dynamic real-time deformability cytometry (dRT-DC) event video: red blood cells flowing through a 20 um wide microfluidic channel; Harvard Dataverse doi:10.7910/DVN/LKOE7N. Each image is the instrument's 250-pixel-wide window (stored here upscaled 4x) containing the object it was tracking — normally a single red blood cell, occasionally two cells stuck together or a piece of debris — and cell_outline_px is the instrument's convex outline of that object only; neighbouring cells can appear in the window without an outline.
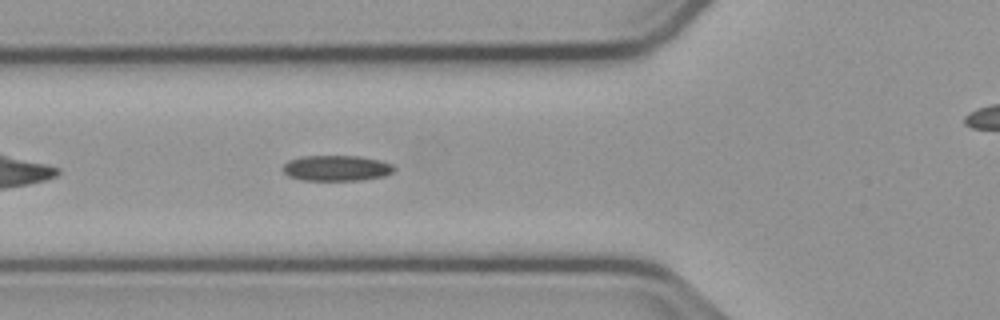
{"species": "common noctule bat (a hibernating species)", "species_latin": "Nyctalus noctula", "temperature_condition": "cold", "stored_images_in_passage": 40, "camera_frame_rate_fps": 3000, "um_per_image_px": 0.085, "animal": {"sex": "male", "body_mass_g": 23.1, "forearm_length_mm": 52.7}, "frame": {"image": 1, "passage_image": 6, "time_ms": 1.667, "image_size_px": [1000, 320], "cell_outline_px": [[396, 168], [392, 172], [384, 176], [360, 180], [300, 180], [288, 176], [280, 168], [288, 160], [300, 156], [360, 156], [380, 160], [392, 164]], "centroid_in_image_um": [28.57, 14.28], "position_along_channel_um": 97.2, "area_um2": 16.76}}
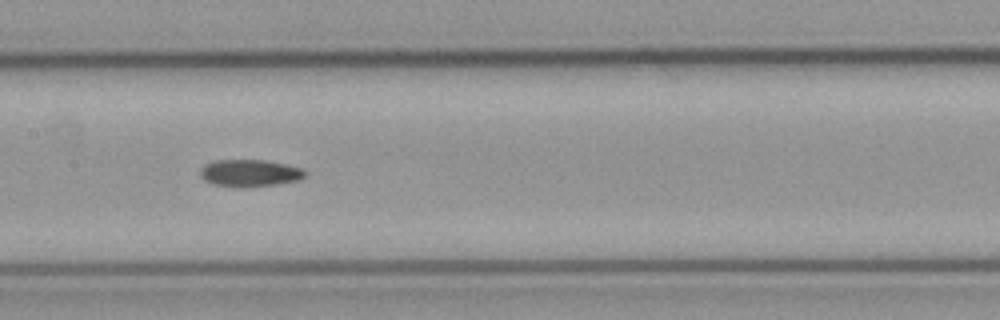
{"frame": {"image": 2, "passage_image": 13, "time_ms": 4.0, "image_size_px": [1000, 320], "cell_outline_px": [[304, 176], [300, 180], [276, 184], [212, 184], [204, 180], [200, 176], [200, 168], [204, 164], [216, 160], [264, 160], [284, 164], [300, 168], [304, 172]], "centroid_in_image_um": [21.19, 14.66], "position_along_channel_um": 186.2, "area_um2": 15.61}}
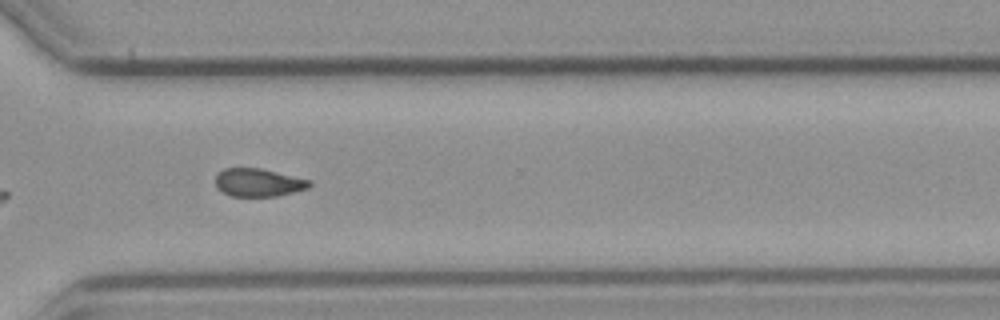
{"frame": {"image": 3, "passage_image": 26, "time_ms": 8.333, "image_size_px": [1000, 320], "cell_outline_px": [[312, 184], [308, 188], [276, 196], [232, 196], [216, 188], [216, 176], [224, 168], [260, 168], [312, 180]], "centroid_in_image_um": [21.98, 15.51], "position_along_channel_um": 348.6, "area_um2": 15.26}}